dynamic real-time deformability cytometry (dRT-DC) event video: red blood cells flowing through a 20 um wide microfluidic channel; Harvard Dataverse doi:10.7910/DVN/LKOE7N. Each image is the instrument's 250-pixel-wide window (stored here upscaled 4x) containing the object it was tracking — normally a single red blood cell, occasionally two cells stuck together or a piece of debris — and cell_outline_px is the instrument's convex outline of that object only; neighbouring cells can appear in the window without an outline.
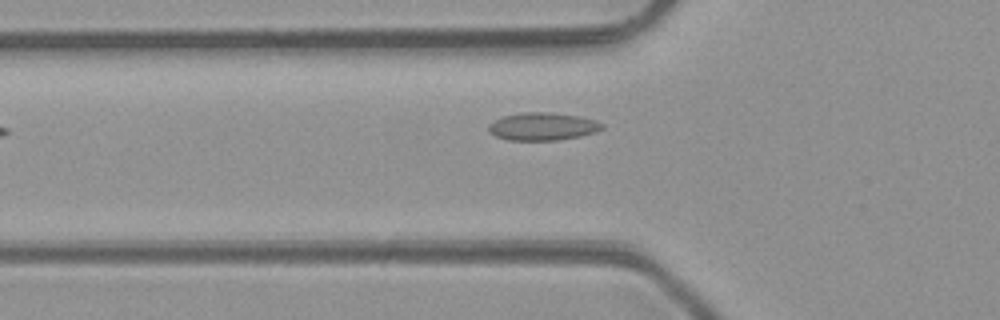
{"species": "common noctule bat (a hibernating species)", "species_latin": "Nyctalus noctula", "temperature_condition": "room temperature", "stored_images_in_passage": 4, "camera_frame_rate_fps": 3000, "um_per_image_px": 0.085, "animal": {"sex": "male", "body_mass_g": 23.1, "forearm_length_mm": 52.7}, "frame": {"image": 1, "passage_image": 4, "time_ms": 3.333, "image_size_px": [1000, 320], "cell_outline_px": [[604, 128], [596, 132], [580, 136], [556, 140], [508, 140], [496, 136], [488, 132], [488, 124], [500, 116], [520, 112], [548, 112], [580, 116], [596, 120], [604, 124]], "centroid_in_image_um": [46.1, 10.74], "position_along_channel_um": 79.7, "area_um2": 18.61}}